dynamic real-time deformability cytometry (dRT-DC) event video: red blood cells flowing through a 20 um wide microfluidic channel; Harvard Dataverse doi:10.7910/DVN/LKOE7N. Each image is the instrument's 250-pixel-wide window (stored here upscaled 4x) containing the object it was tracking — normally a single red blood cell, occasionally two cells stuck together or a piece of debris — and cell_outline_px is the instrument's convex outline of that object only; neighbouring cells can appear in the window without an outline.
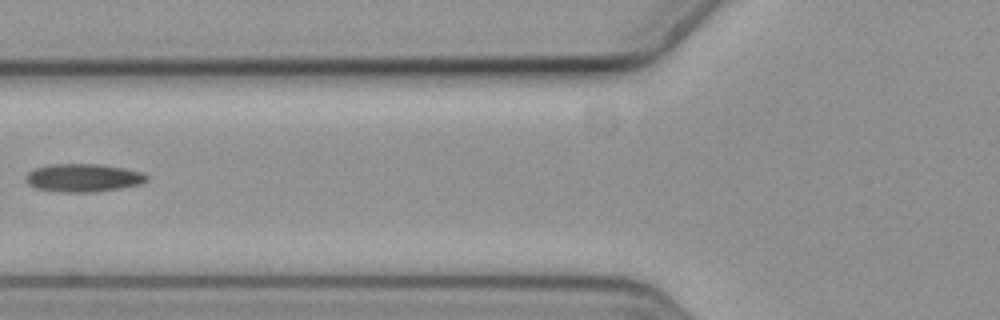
{"species": "common noctule bat (a hibernating species)", "species_latin": "Nyctalus noctula", "temperature_condition": "cold", "stored_images_in_passage": 8, "camera_frame_rate_fps": 3000, "um_per_image_px": 0.085, "animal": {"sex": "female", "body_mass_g": 19.3, "forearm_length_mm": 54.1}, "frame": {"image": 1, "passage_image": 8, "time_ms": 2.333, "image_size_px": [1000, 320], "cell_outline_px": [[148, 180], [140, 184], [120, 188], [92, 192], [60, 192], [36, 188], [28, 184], [24, 180], [24, 176], [28, 172], [36, 168], [48, 164], [100, 164], [124, 168], [140, 172], [148, 176]], "centroid_in_image_um": [7.03, 15.11], "position_along_channel_um": 118.8, "area_um2": 19.83}}